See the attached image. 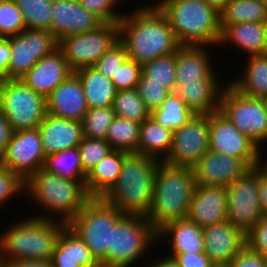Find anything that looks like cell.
Wrapping results in <instances>:
<instances>
[{
  "mask_svg": "<svg viewBox=\"0 0 267 267\" xmlns=\"http://www.w3.org/2000/svg\"><path fill=\"white\" fill-rule=\"evenodd\" d=\"M119 20V41L128 58L145 64L180 47L165 15L152 2L132 8Z\"/></svg>",
  "mask_w": 267,
  "mask_h": 267,
  "instance_id": "6da1fadb",
  "label": "cell"
},
{
  "mask_svg": "<svg viewBox=\"0 0 267 267\" xmlns=\"http://www.w3.org/2000/svg\"><path fill=\"white\" fill-rule=\"evenodd\" d=\"M24 195L39 211L33 216L68 223L91 198L85 180H70L43 168L31 175L24 186ZM42 214H41V213Z\"/></svg>",
  "mask_w": 267,
  "mask_h": 267,
  "instance_id": "7a4b0ae2",
  "label": "cell"
},
{
  "mask_svg": "<svg viewBox=\"0 0 267 267\" xmlns=\"http://www.w3.org/2000/svg\"><path fill=\"white\" fill-rule=\"evenodd\" d=\"M67 224L27 215L0 233V265L20 260H51L56 240Z\"/></svg>",
  "mask_w": 267,
  "mask_h": 267,
  "instance_id": "3957f363",
  "label": "cell"
},
{
  "mask_svg": "<svg viewBox=\"0 0 267 267\" xmlns=\"http://www.w3.org/2000/svg\"><path fill=\"white\" fill-rule=\"evenodd\" d=\"M153 3L167 18L180 46H217L221 16L204 0H158Z\"/></svg>",
  "mask_w": 267,
  "mask_h": 267,
  "instance_id": "277c9868",
  "label": "cell"
},
{
  "mask_svg": "<svg viewBox=\"0 0 267 267\" xmlns=\"http://www.w3.org/2000/svg\"><path fill=\"white\" fill-rule=\"evenodd\" d=\"M159 163L143 154L128 153L117 181L102 198L124 214L146 216L153 203Z\"/></svg>",
  "mask_w": 267,
  "mask_h": 267,
  "instance_id": "5b68a950",
  "label": "cell"
},
{
  "mask_svg": "<svg viewBox=\"0 0 267 267\" xmlns=\"http://www.w3.org/2000/svg\"><path fill=\"white\" fill-rule=\"evenodd\" d=\"M195 186L192 168L159 163L153 203L145 216L156 231L172 221L187 218Z\"/></svg>",
  "mask_w": 267,
  "mask_h": 267,
  "instance_id": "8992f818",
  "label": "cell"
},
{
  "mask_svg": "<svg viewBox=\"0 0 267 267\" xmlns=\"http://www.w3.org/2000/svg\"><path fill=\"white\" fill-rule=\"evenodd\" d=\"M158 246L157 231L144 215L124 214L111 227L110 246L100 267H132ZM148 253V254H147ZM149 257V258H148ZM142 258V260H141Z\"/></svg>",
  "mask_w": 267,
  "mask_h": 267,
  "instance_id": "52a82bcc",
  "label": "cell"
},
{
  "mask_svg": "<svg viewBox=\"0 0 267 267\" xmlns=\"http://www.w3.org/2000/svg\"><path fill=\"white\" fill-rule=\"evenodd\" d=\"M124 215L102 197H91L68 223L99 263L110 246L111 227Z\"/></svg>",
  "mask_w": 267,
  "mask_h": 267,
  "instance_id": "ba28073f",
  "label": "cell"
},
{
  "mask_svg": "<svg viewBox=\"0 0 267 267\" xmlns=\"http://www.w3.org/2000/svg\"><path fill=\"white\" fill-rule=\"evenodd\" d=\"M0 110L13 131L37 128L47 115L46 97L21 79L0 81Z\"/></svg>",
  "mask_w": 267,
  "mask_h": 267,
  "instance_id": "9c48e42d",
  "label": "cell"
},
{
  "mask_svg": "<svg viewBox=\"0 0 267 267\" xmlns=\"http://www.w3.org/2000/svg\"><path fill=\"white\" fill-rule=\"evenodd\" d=\"M219 110L260 149L267 145V106L263 98L244 95L227 82Z\"/></svg>",
  "mask_w": 267,
  "mask_h": 267,
  "instance_id": "30bf717a",
  "label": "cell"
},
{
  "mask_svg": "<svg viewBox=\"0 0 267 267\" xmlns=\"http://www.w3.org/2000/svg\"><path fill=\"white\" fill-rule=\"evenodd\" d=\"M118 41V23L104 22L97 29L64 37L59 41V47L69 68L74 72L83 67L94 66Z\"/></svg>",
  "mask_w": 267,
  "mask_h": 267,
  "instance_id": "8fae6325",
  "label": "cell"
},
{
  "mask_svg": "<svg viewBox=\"0 0 267 267\" xmlns=\"http://www.w3.org/2000/svg\"><path fill=\"white\" fill-rule=\"evenodd\" d=\"M258 180L256 166L227 187V220L245 235L263 218Z\"/></svg>",
  "mask_w": 267,
  "mask_h": 267,
  "instance_id": "7c38bea8",
  "label": "cell"
},
{
  "mask_svg": "<svg viewBox=\"0 0 267 267\" xmlns=\"http://www.w3.org/2000/svg\"><path fill=\"white\" fill-rule=\"evenodd\" d=\"M209 150L242 159L251 168L260 164V148L220 110L209 114Z\"/></svg>",
  "mask_w": 267,
  "mask_h": 267,
  "instance_id": "4fadbf2b",
  "label": "cell"
},
{
  "mask_svg": "<svg viewBox=\"0 0 267 267\" xmlns=\"http://www.w3.org/2000/svg\"><path fill=\"white\" fill-rule=\"evenodd\" d=\"M45 154L39 128L14 131L0 166L16 173L24 182L43 168Z\"/></svg>",
  "mask_w": 267,
  "mask_h": 267,
  "instance_id": "5bb4252c",
  "label": "cell"
},
{
  "mask_svg": "<svg viewBox=\"0 0 267 267\" xmlns=\"http://www.w3.org/2000/svg\"><path fill=\"white\" fill-rule=\"evenodd\" d=\"M209 151V114H195L173 130L172 147L164 161L171 166L192 168Z\"/></svg>",
  "mask_w": 267,
  "mask_h": 267,
  "instance_id": "9a60e30c",
  "label": "cell"
},
{
  "mask_svg": "<svg viewBox=\"0 0 267 267\" xmlns=\"http://www.w3.org/2000/svg\"><path fill=\"white\" fill-rule=\"evenodd\" d=\"M7 39L11 46L8 79H21L43 56L59 46L57 39L46 30L24 29Z\"/></svg>",
  "mask_w": 267,
  "mask_h": 267,
  "instance_id": "2e32d148",
  "label": "cell"
},
{
  "mask_svg": "<svg viewBox=\"0 0 267 267\" xmlns=\"http://www.w3.org/2000/svg\"><path fill=\"white\" fill-rule=\"evenodd\" d=\"M50 33L59 42L64 37L97 29L104 22L89 12L80 0H53Z\"/></svg>",
  "mask_w": 267,
  "mask_h": 267,
  "instance_id": "e0dca14e",
  "label": "cell"
},
{
  "mask_svg": "<svg viewBox=\"0 0 267 267\" xmlns=\"http://www.w3.org/2000/svg\"><path fill=\"white\" fill-rule=\"evenodd\" d=\"M251 167L242 159L206 152L192 167L196 184L228 187Z\"/></svg>",
  "mask_w": 267,
  "mask_h": 267,
  "instance_id": "ac0fdd59",
  "label": "cell"
},
{
  "mask_svg": "<svg viewBox=\"0 0 267 267\" xmlns=\"http://www.w3.org/2000/svg\"><path fill=\"white\" fill-rule=\"evenodd\" d=\"M203 229L204 253L218 267H227L230 260L246 246V235L229 220Z\"/></svg>",
  "mask_w": 267,
  "mask_h": 267,
  "instance_id": "d6986e66",
  "label": "cell"
},
{
  "mask_svg": "<svg viewBox=\"0 0 267 267\" xmlns=\"http://www.w3.org/2000/svg\"><path fill=\"white\" fill-rule=\"evenodd\" d=\"M209 49L211 48L207 46H180L177 49L176 88H180L184 83L222 80L212 60L213 50Z\"/></svg>",
  "mask_w": 267,
  "mask_h": 267,
  "instance_id": "ffe728a7",
  "label": "cell"
},
{
  "mask_svg": "<svg viewBox=\"0 0 267 267\" xmlns=\"http://www.w3.org/2000/svg\"><path fill=\"white\" fill-rule=\"evenodd\" d=\"M187 219L202 228L227 220V187L196 184Z\"/></svg>",
  "mask_w": 267,
  "mask_h": 267,
  "instance_id": "44dd1931",
  "label": "cell"
},
{
  "mask_svg": "<svg viewBox=\"0 0 267 267\" xmlns=\"http://www.w3.org/2000/svg\"><path fill=\"white\" fill-rule=\"evenodd\" d=\"M72 72L58 46L33 65L21 80L33 91L47 97Z\"/></svg>",
  "mask_w": 267,
  "mask_h": 267,
  "instance_id": "7402d4cb",
  "label": "cell"
},
{
  "mask_svg": "<svg viewBox=\"0 0 267 267\" xmlns=\"http://www.w3.org/2000/svg\"><path fill=\"white\" fill-rule=\"evenodd\" d=\"M46 104L47 114L81 122L88 108L78 76L72 72L46 97Z\"/></svg>",
  "mask_w": 267,
  "mask_h": 267,
  "instance_id": "603a6c76",
  "label": "cell"
},
{
  "mask_svg": "<svg viewBox=\"0 0 267 267\" xmlns=\"http://www.w3.org/2000/svg\"><path fill=\"white\" fill-rule=\"evenodd\" d=\"M45 156L77 147L83 139L82 123L47 114L38 126Z\"/></svg>",
  "mask_w": 267,
  "mask_h": 267,
  "instance_id": "cb8c5ba5",
  "label": "cell"
},
{
  "mask_svg": "<svg viewBox=\"0 0 267 267\" xmlns=\"http://www.w3.org/2000/svg\"><path fill=\"white\" fill-rule=\"evenodd\" d=\"M222 35L218 45H229L238 48L237 51L251 55L266 54L267 23L248 22L233 25H221ZM240 49V50H239Z\"/></svg>",
  "mask_w": 267,
  "mask_h": 267,
  "instance_id": "d4e9b609",
  "label": "cell"
},
{
  "mask_svg": "<svg viewBox=\"0 0 267 267\" xmlns=\"http://www.w3.org/2000/svg\"><path fill=\"white\" fill-rule=\"evenodd\" d=\"M159 242L169 244L170 251L167 253L204 252L203 229L187 218L172 221L160 228L157 231V243Z\"/></svg>",
  "mask_w": 267,
  "mask_h": 267,
  "instance_id": "484cf974",
  "label": "cell"
},
{
  "mask_svg": "<svg viewBox=\"0 0 267 267\" xmlns=\"http://www.w3.org/2000/svg\"><path fill=\"white\" fill-rule=\"evenodd\" d=\"M51 262L53 267H100L84 241L67 225L56 240Z\"/></svg>",
  "mask_w": 267,
  "mask_h": 267,
  "instance_id": "4316f807",
  "label": "cell"
},
{
  "mask_svg": "<svg viewBox=\"0 0 267 267\" xmlns=\"http://www.w3.org/2000/svg\"><path fill=\"white\" fill-rule=\"evenodd\" d=\"M224 81H198L184 83L174 93L194 114H210L219 110Z\"/></svg>",
  "mask_w": 267,
  "mask_h": 267,
  "instance_id": "83f0119b",
  "label": "cell"
},
{
  "mask_svg": "<svg viewBox=\"0 0 267 267\" xmlns=\"http://www.w3.org/2000/svg\"><path fill=\"white\" fill-rule=\"evenodd\" d=\"M127 152L113 150L101 159L86 176L85 187L90 197H103L120 175Z\"/></svg>",
  "mask_w": 267,
  "mask_h": 267,
  "instance_id": "f1b7e54d",
  "label": "cell"
},
{
  "mask_svg": "<svg viewBox=\"0 0 267 267\" xmlns=\"http://www.w3.org/2000/svg\"><path fill=\"white\" fill-rule=\"evenodd\" d=\"M81 81L88 109L113 106L117 90L111 79L95 67H83L74 71Z\"/></svg>",
  "mask_w": 267,
  "mask_h": 267,
  "instance_id": "f546056e",
  "label": "cell"
},
{
  "mask_svg": "<svg viewBox=\"0 0 267 267\" xmlns=\"http://www.w3.org/2000/svg\"><path fill=\"white\" fill-rule=\"evenodd\" d=\"M247 59V60H246ZM244 57V69L238 78L227 81L244 95L265 98L267 96V53Z\"/></svg>",
  "mask_w": 267,
  "mask_h": 267,
  "instance_id": "4dcf8cb0",
  "label": "cell"
},
{
  "mask_svg": "<svg viewBox=\"0 0 267 267\" xmlns=\"http://www.w3.org/2000/svg\"><path fill=\"white\" fill-rule=\"evenodd\" d=\"M173 131L149 117L141 123L138 154L164 162L172 147Z\"/></svg>",
  "mask_w": 267,
  "mask_h": 267,
  "instance_id": "1f68e13d",
  "label": "cell"
},
{
  "mask_svg": "<svg viewBox=\"0 0 267 267\" xmlns=\"http://www.w3.org/2000/svg\"><path fill=\"white\" fill-rule=\"evenodd\" d=\"M220 16L221 25L267 23V9L262 0H229Z\"/></svg>",
  "mask_w": 267,
  "mask_h": 267,
  "instance_id": "d6a6232c",
  "label": "cell"
},
{
  "mask_svg": "<svg viewBox=\"0 0 267 267\" xmlns=\"http://www.w3.org/2000/svg\"><path fill=\"white\" fill-rule=\"evenodd\" d=\"M43 169L62 178L86 180L78 146L47 155L44 160Z\"/></svg>",
  "mask_w": 267,
  "mask_h": 267,
  "instance_id": "836d02e7",
  "label": "cell"
},
{
  "mask_svg": "<svg viewBox=\"0 0 267 267\" xmlns=\"http://www.w3.org/2000/svg\"><path fill=\"white\" fill-rule=\"evenodd\" d=\"M141 123L115 116L109 126L106 141L113 150L137 153Z\"/></svg>",
  "mask_w": 267,
  "mask_h": 267,
  "instance_id": "e575fe53",
  "label": "cell"
},
{
  "mask_svg": "<svg viewBox=\"0 0 267 267\" xmlns=\"http://www.w3.org/2000/svg\"><path fill=\"white\" fill-rule=\"evenodd\" d=\"M195 115L174 92H171L161 106L152 111L150 117L163 127L176 130Z\"/></svg>",
  "mask_w": 267,
  "mask_h": 267,
  "instance_id": "d590c367",
  "label": "cell"
},
{
  "mask_svg": "<svg viewBox=\"0 0 267 267\" xmlns=\"http://www.w3.org/2000/svg\"><path fill=\"white\" fill-rule=\"evenodd\" d=\"M25 22V29L50 31L53 0H14Z\"/></svg>",
  "mask_w": 267,
  "mask_h": 267,
  "instance_id": "8d00e7d4",
  "label": "cell"
},
{
  "mask_svg": "<svg viewBox=\"0 0 267 267\" xmlns=\"http://www.w3.org/2000/svg\"><path fill=\"white\" fill-rule=\"evenodd\" d=\"M142 75L149 78V83L162 84L170 93L174 92L176 88V52L143 64Z\"/></svg>",
  "mask_w": 267,
  "mask_h": 267,
  "instance_id": "74e56055",
  "label": "cell"
},
{
  "mask_svg": "<svg viewBox=\"0 0 267 267\" xmlns=\"http://www.w3.org/2000/svg\"><path fill=\"white\" fill-rule=\"evenodd\" d=\"M112 107L115 116L138 123L147 120L151 115L136 89L117 91Z\"/></svg>",
  "mask_w": 267,
  "mask_h": 267,
  "instance_id": "f35d334b",
  "label": "cell"
},
{
  "mask_svg": "<svg viewBox=\"0 0 267 267\" xmlns=\"http://www.w3.org/2000/svg\"><path fill=\"white\" fill-rule=\"evenodd\" d=\"M115 117L112 106L88 109L82 119L83 136L90 139L106 140L109 126Z\"/></svg>",
  "mask_w": 267,
  "mask_h": 267,
  "instance_id": "ab89813d",
  "label": "cell"
},
{
  "mask_svg": "<svg viewBox=\"0 0 267 267\" xmlns=\"http://www.w3.org/2000/svg\"><path fill=\"white\" fill-rule=\"evenodd\" d=\"M78 150L83 172L86 176L101 159L113 151L106 140L90 139L87 137H83L81 143L78 145Z\"/></svg>",
  "mask_w": 267,
  "mask_h": 267,
  "instance_id": "60d3db41",
  "label": "cell"
},
{
  "mask_svg": "<svg viewBox=\"0 0 267 267\" xmlns=\"http://www.w3.org/2000/svg\"><path fill=\"white\" fill-rule=\"evenodd\" d=\"M25 29V22L14 0H0V36L8 38Z\"/></svg>",
  "mask_w": 267,
  "mask_h": 267,
  "instance_id": "b9f144b4",
  "label": "cell"
},
{
  "mask_svg": "<svg viewBox=\"0 0 267 267\" xmlns=\"http://www.w3.org/2000/svg\"><path fill=\"white\" fill-rule=\"evenodd\" d=\"M127 0H80L81 5L89 12L95 14L103 22L118 23L125 15V12H120L118 6Z\"/></svg>",
  "mask_w": 267,
  "mask_h": 267,
  "instance_id": "7bdbcfd3",
  "label": "cell"
},
{
  "mask_svg": "<svg viewBox=\"0 0 267 267\" xmlns=\"http://www.w3.org/2000/svg\"><path fill=\"white\" fill-rule=\"evenodd\" d=\"M136 90L150 112L158 109L170 94L162 84L149 83V78H145L143 75L137 83Z\"/></svg>",
  "mask_w": 267,
  "mask_h": 267,
  "instance_id": "ee69618b",
  "label": "cell"
},
{
  "mask_svg": "<svg viewBox=\"0 0 267 267\" xmlns=\"http://www.w3.org/2000/svg\"><path fill=\"white\" fill-rule=\"evenodd\" d=\"M128 54L125 46L118 41L95 63V67L104 76L111 79L126 60Z\"/></svg>",
  "mask_w": 267,
  "mask_h": 267,
  "instance_id": "f6af8a7d",
  "label": "cell"
},
{
  "mask_svg": "<svg viewBox=\"0 0 267 267\" xmlns=\"http://www.w3.org/2000/svg\"><path fill=\"white\" fill-rule=\"evenodd\" d=\"M142 75V65L135 60L127 59L111 78L116 90L136 89Z\"/></svg>",
  "mask_w": 267,
  "mask_h": 267,
  "instance_id": "bcb514c9",
  "label": "cell"
},
{
  "mask_svg": "<svg viewBox=\"0 0 267 267\" xmlns=\"http://www.w3.org/2000/svg\"><path fill=\"white\" fill-rule=\"evenodd\" d=\"M25 182L14 172L0 166V205H7L12 198L24 195ZM11 199V200H10ZM0 206V207H1Z\"/></svg>",
  "mask_w": 267,
  "mask_h": 267,
  "instance_id": "7dc6e473",
  "label": "cell"
},
{
  "mask_svg": "<svg viewBox=\"0 0 267 267\" xmlns=\"http://www.w3.org/2000/svg\"><path fill=\"white\" fill-rule=\"evenodd\" d=\"M246 245L251 250L267 256V217H263L246 234Z\"/></svg>",
  "mask_w": 267,
  "mask_h": 267,
  "instance_id": "c3c4849f",
  "label": "cell"
},
{
  "mask_svg": "<svg viewBox=\"0 0 267 267\" xmlns=\"http://www.w3.org/2000/svg\"><path fill=\"white\" fill-rule=\"evenodd\" d=\"M227 267H267V259L246 245L230 260Z\"/></svg>",
  "mask_w": 267,
  "mask_h": 267,
  "instance_id": "681fc988",
  "label": "cell"
},
{
  "mask_svg": "<svg viewBox=\"0 0 267 267\" xmlns=\"http://www.w3.org/2000/svg\"><path fill=\"white\" fill-rule=\"evenodd\" d=\"M176 259L179 267H215L210 258L204 253H165Z\"/></svg>",
  "mask_w": 267,
  "mask_h": 267,
  "instance_id": "f907efd6",
  "label": "cell"
},
{
  "mask_svg": "<svg viewBox=\"0 0 267 267\" xmlns=\"http://www.w3.org/2000/svg\"><path fill=\"white\" fill-rule=\"evenodd\" d=\"M11 58L10 41L7 38L0 39V81L8 79V66Z\"/></svg>",
  "mask_w": 267,
  "mask_h": 267,
  "instance_id": "816d5d0a",
  "label": "cell"
},
{
  "mask_svg": "<svg viewBox=\"0 0 267 267\" xmlns=\"http://www.w3.org/2000/svg\"><path fill=\"white\" fill-rule=\"evenodd\" d=\"M13 132L12 127L0 110V156L5 152Z\"/></svg>",
  "mask_w": 267,
  "mask_h": 267,
  "instance_id": "f5cc1de1",
  "label": "cell"
},
{
  "mask_svg": "<svg viewBox=\"0 0 267 267\" xmlns=\"http://www.w3.org/2000/svg\"><path fill=\"white\" fill-rule=\"evenodd\" d=\"M258 194L263 217H267V173L259 166Z\"/></svg>",
  "mask_w": 267,
  "mask_h": 267,
  "instance_id": "db71d44e",
  "label": "cell"
},
{
  "mask_svg": "<svg viewBox=\"0 0 267 267\" xmlns=\"http://www.w3.org/2000/svg\"><path fill=\"white\" fill-rule=\"evenodd\" d=\"M162 254H163V256L162 255H160V256L155 255L154 256L155 259L153 257H151L152 260L151 261L148 260L149 263H146V264L143 263L144 267H146V266L147 267H179L178 262L176 261V259L174 257H172V256H170L168 254H166L164 256V254H165L164 252ZM143 265H142V267H143Z\"/></svg>",
  "mask_w": 267,
  "mask_h": 267,
  "instance_id": "11a10c76",
  "label": "cell"
},
{
  "mask_svg": "<svg viewBox=\"0 0 267 267\" xmlns=\"http://www.w3.org/2000/svg\"><path fill=\"white\" fill-rule=\"evenodd\" d=\"M0 267H53L51 260H20L0 265Z\"/></svg>",
  "mask_w": 267,
  "mask_h": 267,
  "instance_id": "9f6ffc18",
  "label": "cell"
},
{
  "mask_svg": "<svg viewBox=\"0 0 267 267\" xmlns=\"http://www.w3.org/2000/svg\"><path fill=\"white\" fill-rule=\"evenodd\" d=\"M211 8L215 9L219 14H221L229 0H204Z\"/></svg>",
  "mask_w": 267,
  "mask_h": 267,
  "instance_id": "6f0895ef",
  "label": "cell"
},
{
  "mask_svg": "<svg viewBox=\"0 0 267 267\" xmlns=\"http://www.w3.org/2000/svg\"><path fill=\"white\" fill-rule=\"evenodd\" d=\"M263 150H264V148H261L260 149V164H259V166L267 173V152H265L264 151V153H266L265 155V157L263 156L264 155V153H263ZM265 158V160H263L264 158Z\"/></svg>",
  "mask_w": 267,
  "mask_h": 267,
  "instance_id": "680465c9",
  "label": "cell"
},
{
  "mask_svg": "<svg viewBox=\"0 0 267 267\" xmlns=\"http://www.w3.org/2000/svg\"><path fill=\"white\" fill-rule=\"evenodd\" d=\"M262 2L265 4V7L267 9V0H262Z\"/></svg>",
  "mask_w": 267,
  "mask_h": 267,
  "instance_id": "91938a15",
  "label": "cell"
},
{
  "mask_svg": "<svg viewBox=\"0 0 267 267\" xmlns=\"http://www.w3.org/2000/svg\"><path fill=\"white\" fill-rule=\"evenodd\" d=\"M265 102H266V106H267V96L264 98Z\"/></svg>",
  "mask_w": 267,
  "mask_h": 267,
  "instance_id": "94428289",
  "label": "cell"
}]
</instances>
